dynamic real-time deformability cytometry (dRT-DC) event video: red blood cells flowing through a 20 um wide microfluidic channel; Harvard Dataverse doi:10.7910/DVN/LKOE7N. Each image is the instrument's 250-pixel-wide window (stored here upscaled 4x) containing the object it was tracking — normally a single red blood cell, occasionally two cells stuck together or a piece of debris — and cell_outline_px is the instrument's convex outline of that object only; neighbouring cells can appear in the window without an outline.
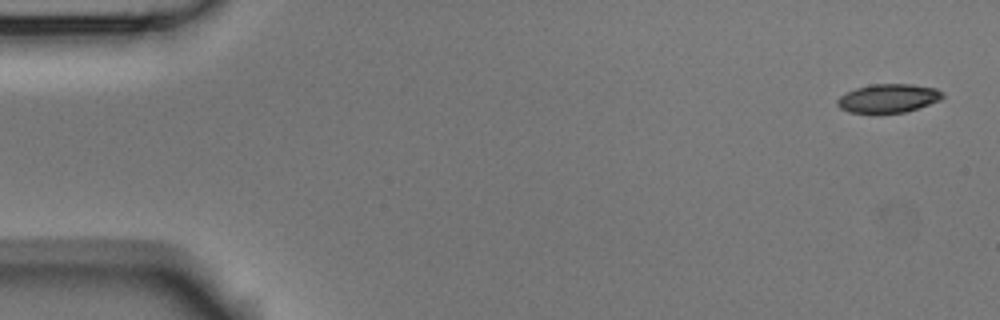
{"species": "Egyptian fruit bat (a non-hibernating species)", "species_latin": "Rousettus aegyptiacus", "temperature_condition": "room temperature", "stored_images_in_passage": 8, "camera_frame_rate_fps": 3000, "um_per_image_px": 0.085, "animal": {"sex": "male"}, "frame": {"image": 1, "passage_image": 1, "time_ms": 0.0, "image_size_px": [1000, 320], "cell_outline_px": [[944, 96], [940, 100], [904, 112], [848, 112], [840, 108], [836, 104], [836, 100], [840, 96], [856, 88], [872, 84], [912, 84], [936, 88], [944, 92]], "centroid_in_image_um": [75.51, 8.34], "position_along_channel_um": 9.5, "area_um2": 17.34}}